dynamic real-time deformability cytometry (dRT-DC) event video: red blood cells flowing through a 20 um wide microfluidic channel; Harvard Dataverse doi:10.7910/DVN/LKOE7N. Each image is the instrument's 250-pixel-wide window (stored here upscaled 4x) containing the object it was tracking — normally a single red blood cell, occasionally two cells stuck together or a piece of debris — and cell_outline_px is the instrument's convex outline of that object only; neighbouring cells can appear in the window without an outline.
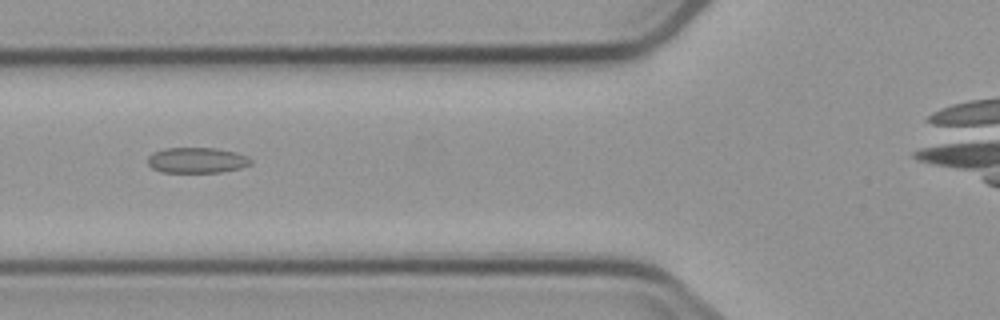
{"species": "common noctule bat (a hibernating species)", "species_latin": "Nyctalus noctula", "temperature_condition": "cold", "stored_images_in_passage": 3, "camera_frame_rate_fps": 3000, "um_per_image_px": 0.085, "animal": {"sex": "male", "body_mass_g": 23.1, "forearm_length_mm": 52.7}, "frame": {"image": 1, "passage_image": 2, "time_ms": 1.333, "image_size_px": [1000, 320], "cell_outline_px": [[252, 164], [240, 168], [220, 172], [160, 172], [152, 168], [148, 164], [148, 156], [152, 152], [164, 148], [216, 148], [236, 152], [248, 156], [252, 160]], "centroid_in_image_um": [16.73, 13.61], "position_along_channel_um": 109.1, "area_um2": 15.49}}
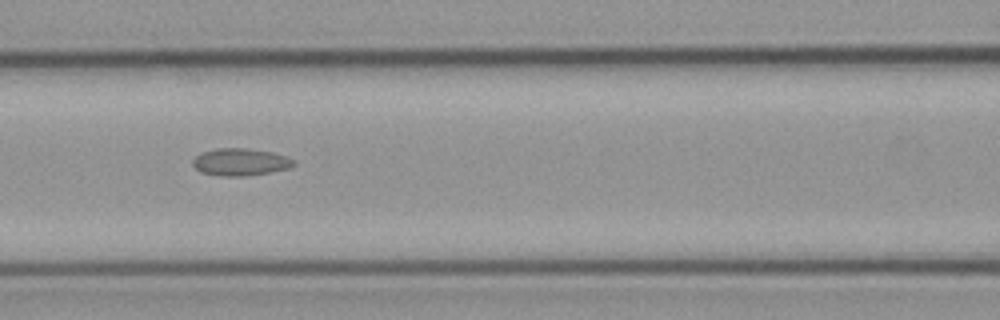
{"frame": {"image": 2, "passage_image": 3, "time_ms": 2.333, "image_size_px": [1000, 320], "cell_outline_px": [[296, 164], [288, 168], [268, 172], [240, 176], [224, 176], [200, 172], [192, 164], [192, 160], [196, 156], [204, 152], [216, 148], [244, 148], [272, 152], [296, 160]], "centroid_in_image_um": [20.42, 13.76], "position_along_channel_um": 146.2, "area_um2": 15.78}}